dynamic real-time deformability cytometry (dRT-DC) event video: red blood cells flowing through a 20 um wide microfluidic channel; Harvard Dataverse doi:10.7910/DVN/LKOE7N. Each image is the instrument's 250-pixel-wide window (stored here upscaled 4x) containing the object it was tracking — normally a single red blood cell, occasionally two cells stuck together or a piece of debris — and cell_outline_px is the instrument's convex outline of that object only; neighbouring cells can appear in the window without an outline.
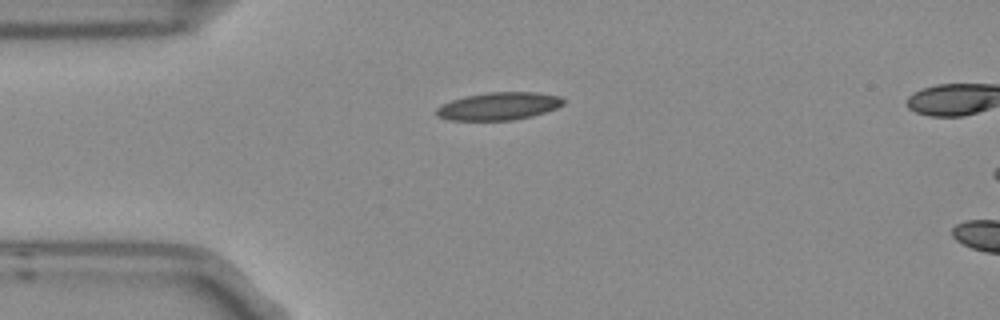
{"species": "Egyptian fruit bat (a non-hibernating species)", "species_latin": "Rousettus aegyptiacus", "temperature_condition": "room temperature", "stored_images_in_passage": 8, "camera_frame_rate_fps": 3000, "um_per_image_px": 0.085, "frame": {"image": 1, "passage_image": 1, "time_ms": 0.0, "image_size_px": [1000, 320], "cell_outline_px": [[564, 104], [556, 108], [532, 116], [512, 120], [448, 120], [436, 116], [436, 108], [452, 100], [464, 96], [488, 92], [536, 92], [560, 96], [564, 100]], "centroid_in_image_um": [42.39, 9.02], "position_along_channel_um": 42.6, "area_um2": 20.46}}
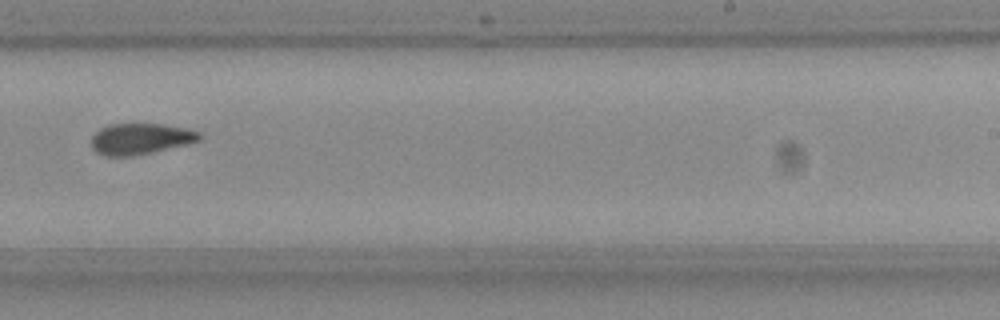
{"frame": {"image": 2, "passage_image": 7, "time_ms": 2.0, "image_size_px": [1000, 320], "cell_outline_px": [[204, 136], [200, 140], [184, 144], [132, 156], [104, 156], [96, 152], [92, 148], [92, 136], [100, 128], [108, 124], [160, 124], [188, 128], [200, 132]], "centroid_in_image_um": [11.92, 11.79], "position_along_channel_um": 277.1, "area_um2": 19.42}}